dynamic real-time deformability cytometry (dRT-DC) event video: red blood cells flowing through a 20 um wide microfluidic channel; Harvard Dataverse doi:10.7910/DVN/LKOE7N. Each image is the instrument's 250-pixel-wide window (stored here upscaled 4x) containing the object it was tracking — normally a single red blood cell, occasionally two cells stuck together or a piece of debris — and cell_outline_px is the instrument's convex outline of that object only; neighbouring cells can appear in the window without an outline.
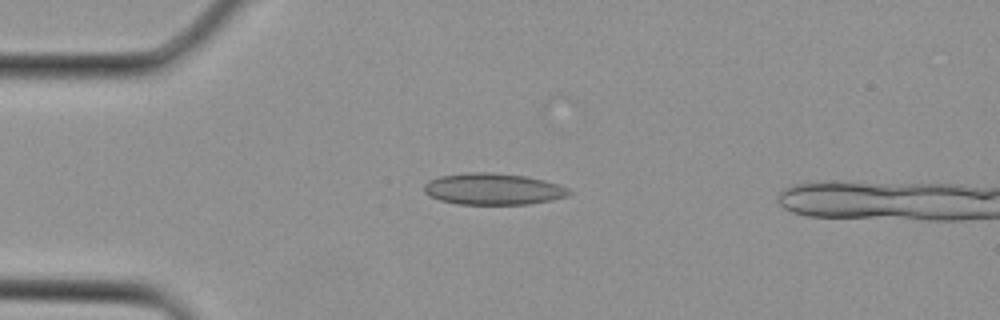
{"species": "Egyptian fruit bat (a non-hibernating species)", "species_latin": "Rousettus aegyptiacus", "temperature_condition": "cold", "stored_images_in_passage": 3, "camera_frame_rate_fps": 3000, "um_per_image_px": 0.085, "animal": {"sex": "female"}, "frame": {"image": 1, "passage_image": 2, "time_ms": 0.333, "image_size_px": [1000, 320], "cell_outline_px": [[572, 192], [568, 196], [552, 200], [528, 204], [456, 204], [440, 200], [428, 196], [424, 192], [424, 184], [428, 180], [440, 176], [468, 172], [488, 172], [528, 176], [560, 184], [568, 188]], "centroid_in_image_um": [41.92, 16.06], "position_along_channel_um": 43.1, "area_um2": 26.88}}